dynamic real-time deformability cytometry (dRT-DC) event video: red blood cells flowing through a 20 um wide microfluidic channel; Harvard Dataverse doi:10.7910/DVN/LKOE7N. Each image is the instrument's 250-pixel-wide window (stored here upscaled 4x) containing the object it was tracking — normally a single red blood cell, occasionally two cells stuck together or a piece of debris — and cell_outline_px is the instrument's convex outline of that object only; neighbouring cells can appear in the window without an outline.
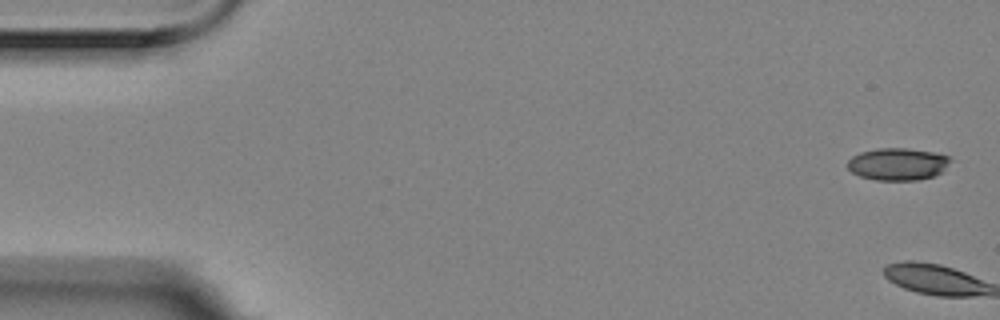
{"species": "Egyptian fruit bat (a non-hibernating species)", "species_latin": "Rousettus aegyptiacus", "temperature_condition": "room temperature", "stored_images_in_passage": 12, "segment_of_instrument_passage": [1, 2], "camera_frame_rate_fps": 3000, "um_per_image_px": 0.085, "animal": {"sex": "female"}, "frame": {"image": 1, "passage_image": 1, "time_ms": 0.0, "image_size_px": [1000, 320], "cell_outline_px": [[952, 160], [944, 172], [936, 176], [920, 180], [876, 180], [860, 176], [852, 172], [848, 168], [848, 160], [852, 156], [860, 152], [880, 148], [908, 148], [932, 152], [948, 156]], "centroid_in_image_um": [76.35, 13.95], "position_along_channel_um": 8.6, "area_um2": 19.54}}
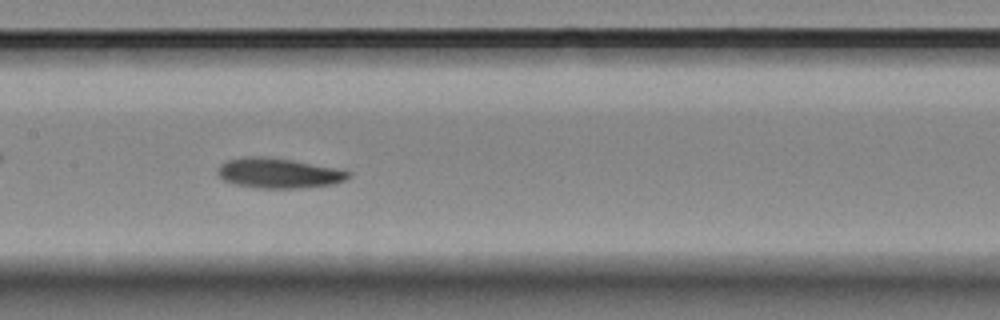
{"frame": {"image": 2, "passage_image": 8, "time_ms": 2.333, "image_size_px": [1000, 320], "cell_outline_px": [[352, 176], [344, 180], [332, 184], [300, 188], [256, 188], [236, 184], [224, 180], [216, 172], [220, 164], [228, 160], [244, 156], [264, 156], [292, 160], [344, 168], [352, 172]], "centroid_in_image_um": [23.74, 14.7], "position_along_channel_um": 183.7, "area_um2": 23.24}}
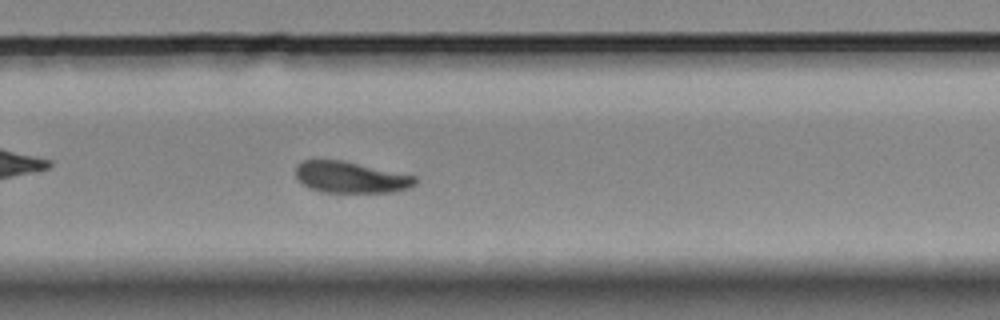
{"frame": {"image": 3, "passage_image": 11, "time_ms": 3.333, "image_size_px": [1000, 320], "cell_outline_px": [[416, 184], [408, 188], [392, 192], [320, 192], [308, 188], [296, 180], [296, 164], [300, 160], [344, 160], [416, 176]], "centroid_in_image_um": [29.76, 15.06], "position_along_channel_um": 300.0, "area_um2": 22.08}}